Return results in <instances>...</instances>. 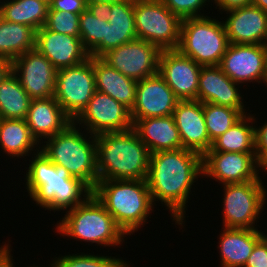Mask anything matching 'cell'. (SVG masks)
I'll list each match as a JSON object with an SVG mask.
<instances>
[{"label":"cell","instance_id":"obj_1","mask_svg":"<svg viewBox=\"0 0 267 267\" xmlns=\"http://www.w3.org/2000/svg\"><path fill=\"white\" fill-rule=\"evenodd\" d=\"M198 177L203 178L202 155L198 152L181 148L150 155L146 182L151 199L155 206L157 201L165 205L179 230L185 226L187 203Z\"/></svg>","mask_w":267,"mask_h":267},{"label":"cell","instance_id":"obj_2","mask_svg":"<svg viewBox=\"0 0 267 267\" xmlns=\"http://www.w3.org/2000/svg\"><path fill=\"white\" fill-rule=\"evenodd\" d=\"M31 157L29 167H25V189L40 208L64 213L92 194L85 183L71 177L64 167L52 163L41 150Z\"/></svg>","mask_w":267,"mask_h":267},{"label":"cell","instance_id":"obj_3","mask_svg":"<svg viewBox=\"0 0 267 267\" xmlns=\"http://www.w3.org/2000/svg\"><path fill=\"white\" fill-rule=\"evenodd\" d=\"M99 180H146L150 151L134 128L96 135Z\"/></svg>","mask_w":267,"mask_h":267},{"label":"cell","instance_id":"obj_4","mask_svg":"<svg viewBox=\"0 0 267 267\" xmlns=\"http://www.w3.org/2000/svg\"><path fill=\"white\" fill-rule=\"evenodd\" d=\"M92 194L127 236L148 224L155 207L146 180H98Z\"/></svg>","mask_w":267,"mask_h":267},{"label":"cell","instance_id":"obj_5","mask_svg":"<svg viewBox=\"0 0 267 267\" xmlns=\"http://www.w3.org/2000/svg\"><path fill=\"white\" fill-rule=\"evenodd\" d=\"M82 130L72 122L64 131L43 141L40 150L52 163L64 167L71 177L93 190L99 180L96 136Z\"/></svg>","mask_w":267,"mask_h":267},{"label":"cell","instance_id":"obj_6","mask_svg":"<svg viewBox=\"0 0 267 267\" xmlns=\"http://www.w3.org/2000/svg\"><path fill=\"white\" fill-rule=\"evenodd\" d=\"M54 226L55 233L60 236L103 247L120 248L127 237L93 194L83 203L65 211L64 217Z\"/></svg>","mask_w":267,"mask_h":267},{"label":"cell","instance_id":"obj_7","mask_svg":"<svg viewBox=\"0 0 267 267\" xmlns=\"http://www.w3.org/2000/svg\"><path fill=\"white\" fill-rule=\"evenodd\" d=\"M215 18L182 19L178 50L201 66L220 65L230 44L223 20Z\"/></svg>","mask_w":267,"mask_h":267},{"label":"cell","instance_id":"obj_8","mask_svg":"<svg viewBox=\"0 0 267 267\" xmlns=\"http://www.w3.org/2000/svg\"><path fill=\"white\" fill-rule=\"evenodd\" d=\"M224 228L257 229L260 214L267 204V189L262 180L221 185ZM258 226V227H257Z\"/></svg>","mask_w":267,"mask_h":267},{"label":"cell","instance_id":"obj_9","mask_svg":"<svg viewBox=\"0 0 267 267\" xmlns=\"http://www.w3.org/2000/svg\"><path fill=\"white\" fill-rule=\"evenodd\" d=\"M134 17L137 39L161 50L178 49L182 19L161 0H134Z\"/></svg>","mask_w":267,"mask_h":267},{"label":"cell","instance_id":"obj_10","mask_svg":"<svg viewBox=\"0 0 267 267\" xmlns=\"http://www.w3.org/2000/svg\"><path fill=\"white\" fill-rule=\"evenodd\" d=\"M95 91L92 56L78 65L57 70L54 98L72 120L87 106Z\"/></svg>","mask_w":267,"mask_h":267},{"label":"cell","instance_id":"obj_11","mask_svg":"<svg viewBox=\"0 0 267 267\" xmlns=\"http://www.w3.org/2000/svg\"><path fill=\"white\" fill-rule=\"evenodd\" d=\"M73 123L95 136L106 132L125 131L133 127L131 110L97 90Z\"/></svg>","mask_w":267,"mask_h":267},{"label":"cell","instance_id":"obj_12","mask_svg":"<svg viewBox=\"0 0 267 267\" xmlns=\"http://www.w3.org/2000/svg\"><path fill=\"white\" fill-rule=\"evenodd\" d=\"M202 168L203 177L221 185L262 180V165L255 153L207 151L202 156Z\"/></svg>","mask_w":267,"mask_h":267},{"label":"cell","instance_id":"obj_13","mask_svg":"<svg viewBox=\"0 0 267 267\" xmlns=\"http://www.w3.org/2000/svg\"><path fill=\"white\" fill-rule=\"evenodd\" d=\"M161 51L150 42L135 39L109 50L101 58L123 75L140 81L159 73Z\"/></svg>","mask_w":267,"mask_h":267},{"label":"cell","instance_id":"obj_14","mask_svg":"<svg viewBox=\"0 0 267 267\" xmlns=\"http://www.w3.org/2000/svg\"><path fill=\"white\" fill-rule=\"evenodd\" d=\"M12 73L32 99L55 95L57 69L37 49L27 51L12 61Z\"/></svg>","mask_w":267,"mask_h":267},{"label":"cell","instance_id":"obj_15","mask_svg":"<svg viewBox=\"0 0 267 267\" xmlns=\"http://www.w3.org/2000/svg\"><path fill=\"white\" fill-rule=\"evenodd\" d=\"M201 67L178 49L161 51L159 74L179 100H197Z\"/></svg>","mask_w":267,"mask_h":267},{"label":"cell","instance_id":"obj_16","mask_svg":"<svg viewBox=\"0 0 267 267\" xmlns=\"http://www.w3.org/2000/svg\"><path fill=\"white\" fill-rule=\"evenodd\" d=\"M178 102L159 73L137 81L136 102L131 110L133 124L138 119L173 115Z\"/></svg>","mask_w":267,"mask_h":267},{"label":"cell","instance_id":"obj_17","mask_svg":"<svg viewBox=\"0 0 267 267\" xmlns=\"http://www.w3.org/2000/svg\"><path fill=\"white\" fill-rule=\"evenodd\" d=\"M219 66L227 77L238 84H265L261 44H229Z\"/></svg>","mask_w":267,"mask_h":267},{"label":"cell","instance_id":"obj_18","mask_svg":"<svg viewBox=\"0 0 267 267\" xmlns=\"http://www.w3.org/2000/svg\"><path fill=\"white\" fill-rule=\"evenodd\" d=\"M241 84L233 82L223 72L219 65L202 66L199 74L197 100L202 103H213L239 110L248 114L249 107L244 104V98L239 89ZM246 109V110H245Z\"/></svg>","mask_w":267,"mask_h":267},{"label":"cell","instance_id":"obj_19","mask_svg":"<svg viewBox=\"0 0 267 267\" xmlns=\"http://www.w3.org/2000/svg\"><path fill=\"white\" fill-rule=\"evenodd\" d=\"M179 130L182 148L198 152L202 156L211 149L203 112V103L198 100H179L173 115Z\"/></svg>","mask_w":267,"mask_h":267},{"label":"cell","instance_id":"obj_20","mask_svg":"<svg viewBox=\"0 0 267 267\" xmlns=\"http://www.w3.org/2000/svg\"><path fill=\"white\" fill-rule=\"evenodd\" d=\"M57 69L78 65L90 56L80 37L57 33L44 26L36 31V48Z\"/></svg>","mask_w":267,"mask_h":267},{"label":"cell","instance_id":"obj_21","mask_svg":"<svg viewBox=\"0 0 267 267\" xmlns=\"http://www.w3.org/2000/svg\"><path fill=\"white\" fill-rule=\"evenodd\" d=\"M225 13L223 24L230 44H262L267 39L266 11L249 5Z\"/></svg>","mask_w":267,"mask_h":267},{"label":"cell","instance_id":"obj_22","mask_svg":"<svg viewBox=\"0 0 267 267\" xmlns=\"http://www.w3.org/2000/svg\"><path fill=\"white\" fill-rule=\"evenodd\" d=\"M25 120L31 134L40 145L46 139L64 131L73 122L54 96L32 99Z\"/></svg>","mask_w":267,"mask_h":267},{"label":"cell","instance_id":"obj_23","mask_svg":"<svg viewBox=\"0 0 267 267\" xmlns=\"http://www.w3.org/2000/svg\"><path fill=\"white\" fill-rule=\"evenodd\" d=\"M220 232L217 242L220 266L244 267L255 244L261 239L260 231L222 227Z\"/></svg>","mask_w":267,"mask_h":267},{"label":"cell","instance_id":"obj_24","mask_svg":"<svg viewBox=\"0 0 267 267\" xmlns=\"http://www.w3.org/2000/svg\"><path fill=\"white\" fill-rule=\"evenodd\" d=\"M133 128L150 153L182 148V141L172 115L138 119Z\"/></svg>","mask_w":267,"mask_h":267},{"label":"cell","instance_id":"obj_25","mask_svg":"<svg viewBox=\"0 0 267 267\" xmlns=\"http://www.w3.org/2000/svg\"><path fill=\"white\" fill-rule=\"evenodd\" d=\"M96 90L132 110L136 102L137 81L123 75L101 57H93Z\"/></svg>","mask_w":267,"mask_h":267},{"label":"cell","instance_id":"obj_26","mask_svg":"<svg viewBox=\"0 0 267 267\" xmlns=\"http://www.w3.org/2000/svg\"><path fill=\"white\" fill-rule=\"evenodd\" d=\"M0 148L4 155L16 160L39 152L40 144L31 134L25 119L0 118Z\"/></svg>","mask_w":267,"mask_h":267},{"label":"cell","instance_id":"obj_27","mask_svg":"<svg viewBox=\"0 0 267 267\" xmlns=\"http://www.w3.org/2000/svg\"><path fill=\"white\" fill-rule=\"evenodd\" d=\"M137 39L134 0L111 3V17L107 21L106 53Z\"/></svg>","mask_w":267,"mask_h":267},{"label":"cell","instance_id":"obj_28","mask_svg":"<svg viewBox=\"0 0 267 267\" xmlns=\"http://www.w3.org/2000/svg\"><path fill=\"white\" fill-rule=\"evenodd\" d=\"M255 116L249 112L243 115L213 141L209 151L255 153Z\"/></svg>","mask_w":267,"mask_h":267},{"label":"cell","instance_id":"obj_29","mask_svg":"<svg viewBox=\"0 0 267 267\" xmlns=\"http://www.w3.org/2000/svg\"><path fill=\"white\" fill-rule=\"evenodd\" d=\"M36 48V30L0 17V57L14 61Z\"/></svg>","mask_w":267,"mask_h":267},{"label":"cell","instance_id":"obj_30","mask_svg":"<svg viewBox=\"0 0 267 267\" xmlns=\"http://www.w3.org/2000/svg\"><path fill=\"white\" fill-rule=\"evenodd\" d=\"M49 5L43 0H0V17L30 26L36 31L45 25Z\"/></svg>","mask_w":267,"mask_h":267},{"label":"cell","instance_id":"obj_31","mask_svg":"<svg viewBox=\"0 0 267 267\" xmlns=\"http://www.w3.org/2000/svg\"><path fill=\"white\" fill-rule=\"evenodd\" d=\"M31 100L11 71L0 83V118L26 119Z\"/></svg>","mask_w":267,"mask_h":267},{"label":"cell","instance_id":"obj_32","mask_svg":"<svg viewBox=\"0 0 267 267\" xmlns=\"http://www.w3.org/2000/svg\"><path fill=\"white\" fill-rule=\"evenodd\" d=\"M80 39L85 50L92 57H102L106 53L107 21L95 17L87 8L80 14Z\"/></svg>","mask_w":267,"mask_h":267},{"label":"cell","instance_id":"obj_33","mask_svg":"<svg viewBox=\"0 0 267 267\" xmlns=\"http://www.w3.org/2000/svg\"><path fill=\"white\" fill-rule=\"evenodd\" d=\"M203 112L207 133L212 142L243 116L237 109L213 103H203Z\"/></svg>","mask_w":267,"mask_h":267},{"label":"cell","instance_id":"obj_34","mask_svg":"<svg viewBox=\"0 0 267 267\" xmlns=\"http://www.w3.org/2000/svg\"><path fill=\"white\" fill-rule=\"evenodd\" d=\"M53 262V263H52ZM48 265L49 267H130L129 261L123 258H116L115 256L96 255L92 253L69 254L55 257ZM51 265V266H50Z\"/></svg>","mask_w":267,"mask_h":267},{"label":"cell","instance_id":"obj_35","mask_svg":"<svg viewBox=\"0 0 267 267\" xmlns=\"http://www.w3.org/2000/svg\"><path fill=\"white\" fill-rule=\"evenodd\" d=\"M79 21V14L48 9L44 27L57 33L80 37Z\"/></svg>","mask_w":267,"mask_h":267},{"label":"cell","instance_id":"obj_36","mask_svg":"<svg viewBox=\"0 0 267 267\" xmlns=\"http://www.w3.org/2000/svg\"><path fill=\"white\" fill-rule=\"evenodd\" d=\"M161 1L171 12L176 14L181 19L207 16L205 15V13H202L204 12L203 7L205 8L209 7L208 4H210V2L212 5V0H161Z\"/></svg>","mask_w":267,"mask_h":267},{"label":"cell","instance_id":"obj_37","mask_svg":"<svg viewBox=\"0 0 267 267\" xmlns=\"http://www.w3.org/2000/svg\"><path fill=\"white\" fill-rule=\"evenodd\" d=\"M255 155L257 161L263 165L267 161V122L262 126L255 125Z\"/></svg>","mask_w":267,"mask_h":267},{"label":"cell","instance_id":"obj_38","mask_svg":"<svg viewBox=\"0 0 267 267\" xmlns=\"http://www.w3.org/2000/svg\"><path fill=\"white\" fill-rule=\"evenodd\" d=\"M244 267H267V244L262 238L255 244Z\"/></svg>","mask_w":267,"mask_h":267},{"label":"cell","instance_id":"obj_39","mask_svg":"<svg viewBox=\"0 0 267 267\" xmlns=\"http://www.w3.org/2000/svg\"><path fill=\"white\" fill-rule=\"evenodd\" d=\"M87 8L85 0H53L49 4L50 10L68 11L81 14Z\"/></svg>","mask_w":267,"mask_h":267},{"label":"cell","instance_id":"obj_40","mask_svg":"<svg viewBox=\"0 0 267 267\" xmlns=\"http://www.w3.org/2000/svg\"><path fill=\"white\" fill-rule=\"evenodd\" d=\"M212 3L216 6L215 10L219 9L217 11L223 14L233 9L249 6L251 5V0H212Z\"/></svg>","mask_w":267,"mask_h":267},{"label":"cell","instance_id":"obj_41","mask_svg":"<svg viewBox=\"0 0 267 267\" xmlns=\"http://www.w3.org/2000/svg\"><path fill=\"white\" fill-rule=\"evenodd\" d=\"M87 9L95 16L108 21L111 17V3L94 2L87 4Z\"/></svg>","mask_w":267,"mask_h":267},{"label":"cell","instance_id":"obj_42","mask_svg":"<svg viewBox=\"0 0 267 267\" xmlns=\"http://www.w3.org/2000/svg\"><path fill=\"white\" fill-rule=\"evenodd\" d=\"M11 241L9 240L8 243H5L0 247V267H15L13 264V254H11L12 249L10 248L11 244L9 245Z\"/></svg>","mask_w":267,"mask_h":267},{"label":"cell","instance_id":"obj_43","mask_svg":"<svg viewBox=\"0 0 267 267\" xmlns=\"http://www.w3.org/2000/svg\"><path fill=\"white\" fill-rule=\"evenodd\" d=\"M12 71V62L8 59L0 57V83L10 74Z\"/></svg>","mask_w":267,"mask_h":267},{"label":"cell","instance_id":"obj_44","mask_svg":"<svg viewBox=\"0 0 267 267\" xmlns=\"http://www.w3.org/2000/svg\"><path fill=\"white\" fill-rule=\"evenodd\" d=\"M264 53V68H265V88H267V39L261 44Z\"/></svg>","mask_w":267,"mask_h":267},{"label":"cell","instance_id":"obj_45","mask_svg":"<svg viewBox=\"0 0 267 267\" xmlns=\"http://www.w3.org/2000/svg\"><path fill=\"white\" fill-rule=\"evenodd\" d=\"M251 5L259 7L267 12V0H251Z\"/></svg>","mask_w":267,"mask_h":267},{"label":"cell","instance_id":"obj_46","mask_svg":"<svg viewBox=\"0 0 267 267\" xmlns=\"http://www.w3.org/2000/svg\"><path fill=\"white\" fill-rule=\"evenodd\" d=\"M119 1H122V0H85L86 4L94 3V2L114 3V2H119Z\"/></svg>","mask_w":267,"mask_h":267},{"label":"cell","instance_id":"obj_47","mask_svg":"<svg viewBox=\"0 0 267 267\" xmlns=\"http://www.w3.org/2000/svg\"><path fill=\"white\" fill-rule=\"evenodd\" d=\"M263 232H267V229H266V231H262V229L260 230L261 238L267 244V234L263 233Z\"/></svg>","mask_w":267,"mask_h":267},{"label":"cell","instance_id":"obj_48","mask_svg":"<svg viewBox=\"0 0 267 267\" xmlns=\"http://www.w3.org/2000/svg\"><path fill=\"white\" fill-rule=\"evenodd\" d=\"M262 171L267 172V161L262 165ZM263 174H265L266 176L267 173H263Z\"/></svg>","mask_w":267,"mask_h":267},{"label":"cell","instance_id":"obj_49","mask_svg":"<svg viewBox=\"0 0 267 267\" xmlns=\"http://www.w3.org/2000/svg\"><path fill=\"white\" fill-rule=\"evenodd\" d=\"M43 1H45L49 5L53 0H43Z\"/></svg>","mask_w":267,"mask_h":267},{"label":"cell","instance_id":"obj_50","mask_svg":"<svg viewBox=\"0 0 267 267\" xmlns=\"http://www.w3.org/2000/svg\"><path fill=\"white\" fill-rule=\"evenodd\" d=\"M27 267H41V266H38V265L35 266V264H34L33 266H27Z\"/></svg>","mask_w":267,"mask_h":267}]
</instances>
